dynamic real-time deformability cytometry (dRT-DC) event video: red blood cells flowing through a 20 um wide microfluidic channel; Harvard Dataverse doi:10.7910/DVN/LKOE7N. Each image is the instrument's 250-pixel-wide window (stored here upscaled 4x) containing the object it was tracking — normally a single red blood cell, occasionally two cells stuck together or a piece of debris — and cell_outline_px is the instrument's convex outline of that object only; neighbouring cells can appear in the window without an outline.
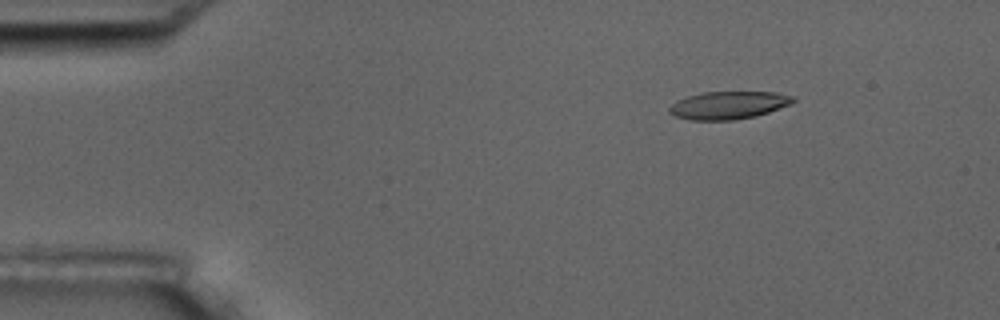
{"species": "common noctule bat (a hibernating species)", "species_latin": "Nyctalus noctula", "temperature_condition": "room temperature", "stored_images_in_passage": 7, "camera_frame_rate_fps": 3000, "um_per_image_px": 0.085, "animal": {"sex": "male", "body_mass_g": 17.5, "forearm_length_mm": 52.3}, "frame": {"image": 1, "passage_image": 3, "time_ms": 2.333, "image_size_px": [1000, 320], "cell_outline_px": [[796, 100], [792, 104], [756, 116], [736, 120], [692, 120], [676, 116], [668, 112], [668, 108], [676, 100], [688, 96], [704, 92], [776, 92], [796, 96]], "centroid_in_image_um": [61.96, 8.94], "position_along_channel_um": 23.0, "area_um2": 20.17}}
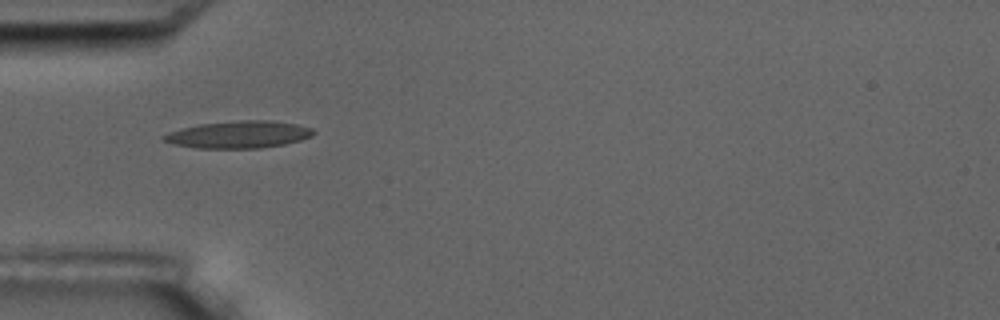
{"frame": {"image": 2, "passage_image": 6, "time_ms": 5.667, "image_size_px": [1000, 320], "cell_outline_px": [[316, 132], [312, 136], [300, 140], [284, 144], [256, 148], [196, 148], [176, 144], [160, 140], [160, 136], [168, 132], [180, 128], [200, 124], [240, 120], [272, 120], [296, 124], [312, 128]], "centroid_in_image_um": [20.26, 11.43], "position_along_channel_um": 64.7, "area_um2": 23.76}}